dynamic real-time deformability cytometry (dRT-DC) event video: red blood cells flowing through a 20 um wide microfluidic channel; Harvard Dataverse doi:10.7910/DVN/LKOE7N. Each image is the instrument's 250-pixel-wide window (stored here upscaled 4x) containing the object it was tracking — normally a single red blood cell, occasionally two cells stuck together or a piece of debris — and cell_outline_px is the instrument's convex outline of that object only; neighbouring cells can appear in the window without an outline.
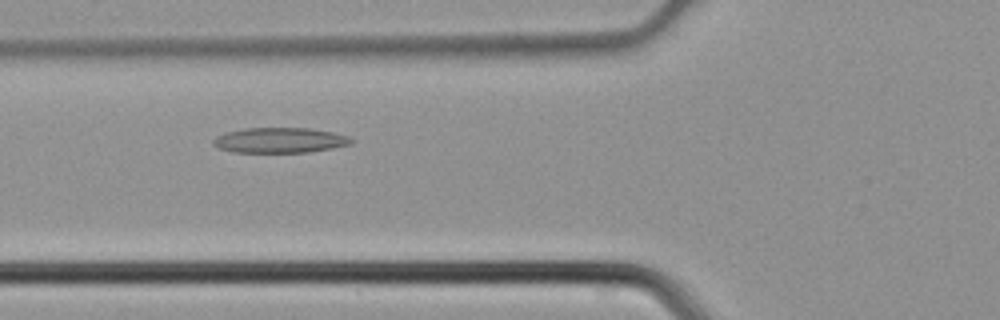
{"species": "common noctule bat (a hibernating species)", "species_latin": "Nyctalus noctula", "temperature_condition": "cold", "stored_images_in_passage": 42, "camera_frame_rate_fps": 3000, "um_per_image_px": 0.085, "animal": {"sex": "male", "body_mass_g": 21.5, "forearm_length_mm": 52.0}, "frame": {"image": 1, "passage_image": 14, "time_ms": 4.333, "image_size_px": [1000, 320], "cell_outline_px": [[356, 140], [352, 144], [332, 148], [308, 152], [232, 152], [216, 148], [212, 144], [212, 140], [216, 136], [224, 132], [244, 128], [308, 128], [332, 132], [348, 136]], "centroid_in_image_um": [23.75, 11.92], "position_along_channel_um": 102.0, "area_um2": 20.52}}
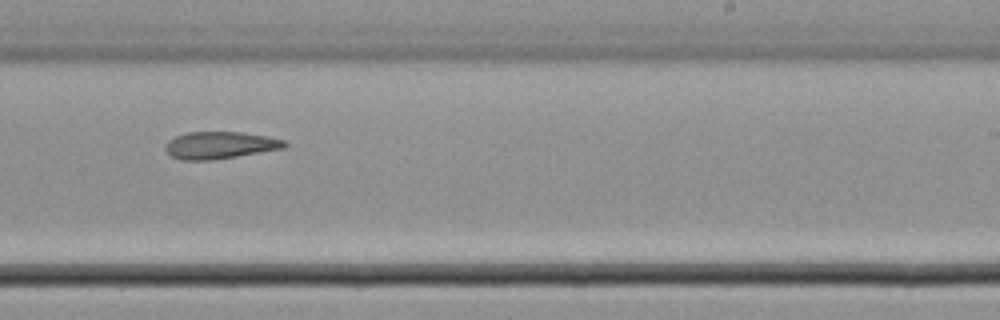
{"frame": {"image": 2, "passage_image": 25, "time_ms": 8.0, "image_size_px": [1000, 320], "cell_outline_px": [[288, 144], [284, 148], [212, 160], [180, 160], [172, 156], [164, 148], [168, 140], [176, 136], [188, 132], [240, 132], [264, 136], [284, 140]], "centroid_in_image_um": [18.66, 12.34], "position_along_channel_um": 270.3, "area_um2": 18.61}}
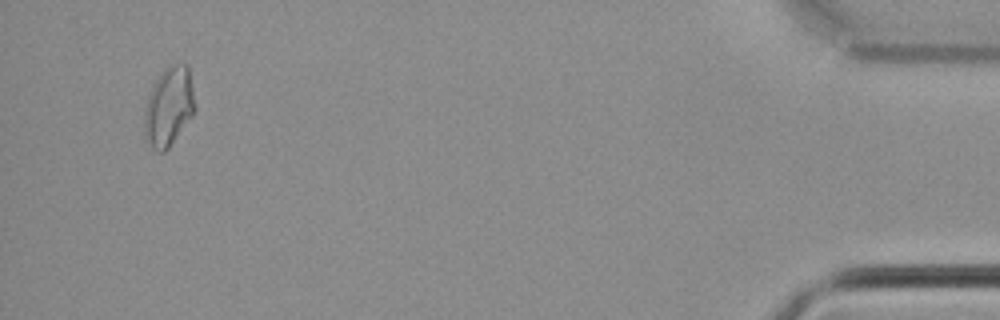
{"frame": {"image": 3, "passage_image": 40, "time_ms": 13.0, "image_size_px": [1000, 320], "cell_outline_px": [[196, 108], [168, 148], [164, 152], [156, 152], [144, 140], [144, 112], [148, 96], [160, 72], [164, 68], [176, 64], [188, 64]], "centroid_in_image_um": [14.32, 9.07], "position_along_channel_um": 420.9, "area_um2": 23.12}}